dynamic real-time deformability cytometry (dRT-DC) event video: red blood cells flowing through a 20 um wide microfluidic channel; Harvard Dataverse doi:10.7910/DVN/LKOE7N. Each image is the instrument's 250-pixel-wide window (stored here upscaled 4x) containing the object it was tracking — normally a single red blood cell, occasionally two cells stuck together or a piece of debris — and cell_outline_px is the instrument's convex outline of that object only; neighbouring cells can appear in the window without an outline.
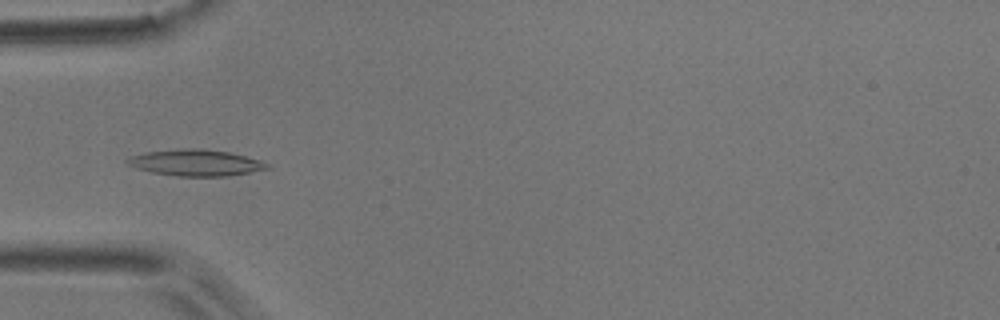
{"species": "common noctule bat (a hibernating species)", "species_latin": "Nyctalus noctula", "temperature_condition": "room temperature", "stored_images_in_passage": 5, "camera_frame_rate_fps": 3000, "um_per_image_px": 0.085, "animal": {"sex": "male", "body_mass_g": 17.9}, "frame": {"image": 1, "passage_image": 5, "time_ms": 4.667, "image_size_px": [1000, 320], "cell_outline_px": [[272, 168], [228, 176], [176, 176], [152, 172], [136, 168], [128, 164], [124, 160], [132, 156], [148, 152], [188, 148], [200, 148], [228, 152], [260, 160], [272, 164]], "centroid_in_image_um": [16.69, 13.84], "position_along_channel_um": 68.3, "area_um2": 21.33}}